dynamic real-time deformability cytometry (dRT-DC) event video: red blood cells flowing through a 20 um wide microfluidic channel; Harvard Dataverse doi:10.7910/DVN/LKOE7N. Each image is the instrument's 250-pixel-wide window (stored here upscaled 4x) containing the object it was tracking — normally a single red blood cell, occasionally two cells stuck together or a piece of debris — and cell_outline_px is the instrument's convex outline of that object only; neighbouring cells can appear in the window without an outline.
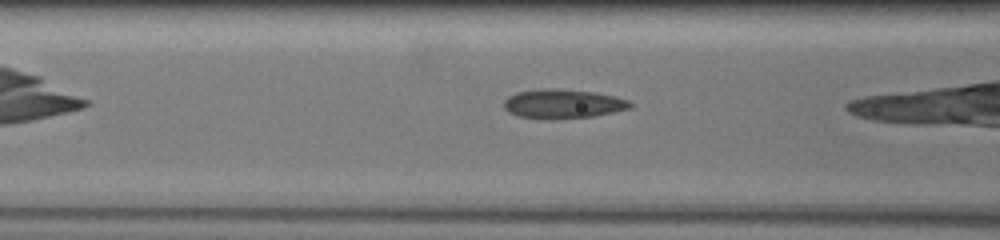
{"species": "common noctule bat (a hibernating species)", "species_latin": "Nyctalus noctula", "temperature_condition": "warm", "stored_images_in_passage": 12, "camera_frame_rate_fps": 3000, "um_per_image_px": 0.085, "animal": {"sex": "female", "body_mass_g": 19.5, "forearm_length_mm": 54.1}, "frame": {"image": 1, "passage_image": 10, "time_ms": 3.0, "image_size_px": [1000, 240], "cell_outline_px": [[632, 108], [592, 116], [552, 120], [544, 120], [516, 116], [508, 112], [504, 108], [504, 100], [508, 96], [516, 92], [544, 88], [556, 88], [592, 92], [616, 96], [628, 100], [632, 104]], "centroid_in_image_um": [47.8, 8.83], "position_along_channel_um": 118.8, "area_um2": 21.79}}